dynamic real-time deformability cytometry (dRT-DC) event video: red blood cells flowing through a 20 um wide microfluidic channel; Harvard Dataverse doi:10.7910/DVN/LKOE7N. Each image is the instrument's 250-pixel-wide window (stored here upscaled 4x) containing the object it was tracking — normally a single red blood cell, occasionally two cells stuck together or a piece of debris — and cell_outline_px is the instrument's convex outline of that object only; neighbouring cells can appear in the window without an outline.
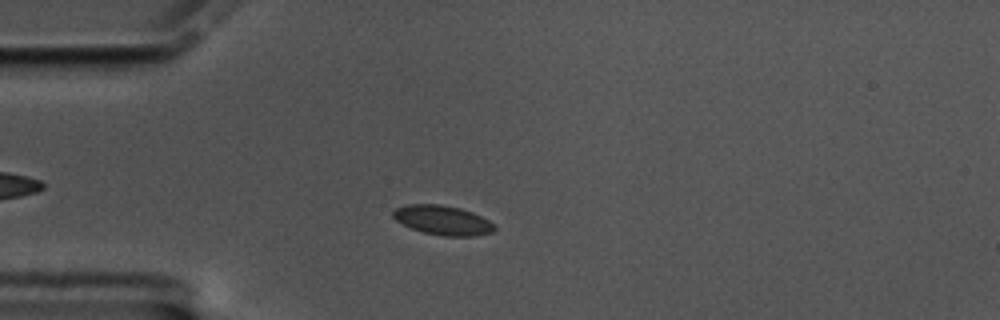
{"species": "common noctule bat (a hibernating species)", "species_latin": "Nyctalus noctula", "temperature_condition": "cold", "stored_images_in_passage": 55, "camera_frame_rate_fps": 3000, "um_per_image_px": 0.085, "animal": {"sex": "male", "body_mass_g": 17.5, "forearm_length_mm": 52.3}, "frame": {"image": 1, "passage_image": 11, "time_ms": 3.333, "image_size_px": [1000, 320], "cell_outline_px": [[496, 228], [492, 232], [476, 236], [444, 236], [424, 232], [412, 228], [396, 220], [392, 216], [392, 212], [396, 208], [404, 204], [440, 204], [460, 208], [472, 212], [488, 220]], "centroid_in_image_um": [37.61, 18.71], "position_along_channel_um": 47.4, "area_um2": 17.28}}
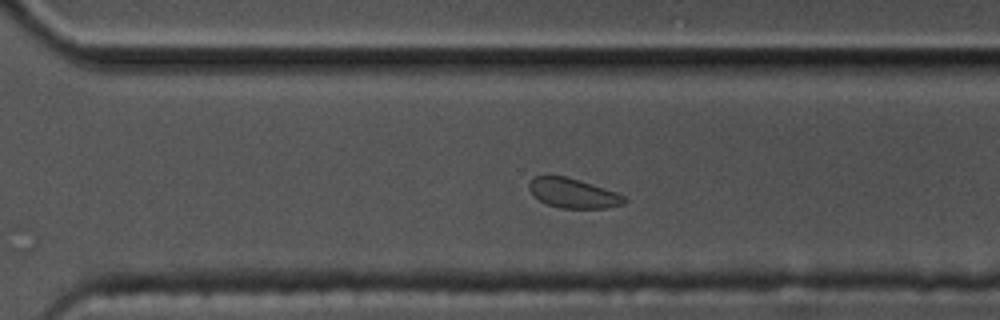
{"frame": {"image": 2, "passage_image": 37, "time_ms": 12.0, "image_size_px": [1000, 320], "cell_outline_px": [[628, 200], [624, 204], [604, 208], [560, 208], [548, 204], [540, 200], [528, 188], [528, 184], [536, 176], [564, 176], [580, 180], [616, 192], [624, 196]], "centroid_in_image_um": [48.75, 16.43], "position_along_channel_um": 321.9, "area_um2": 16.18}}
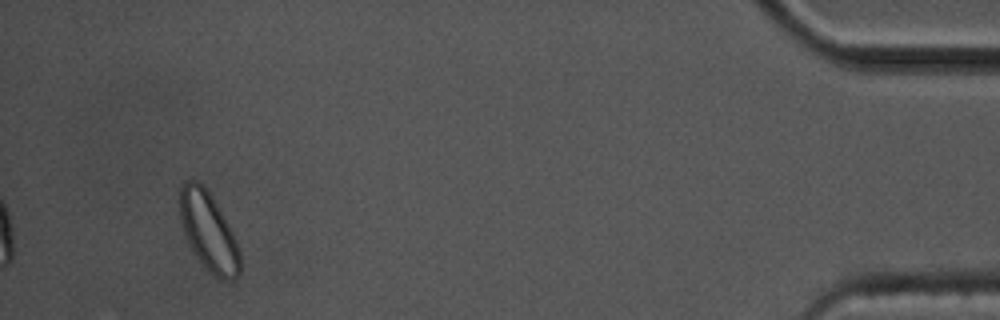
{"frame": {"image": 3, "passage_image": 52, "time_ms": 17.0, "image_size_px": [1000, 320], "cell_outline_px": [[240, 272], [232, 280], [220, 280], [208, 272], [196, 256], [184, 232], [180, 220], [180, 188], [188, 180], [200, 180], [216, 204], [228, 224], [232, 232], [240, 252]], "centroid_in_image_um": [17.73, 19.71], "position_along_channel_um": 417.5, "area_um2": 27.17}, "authors_computed_cell_mechanics": {"area_um2": 17.2822, "velocity_mm_per_s": 3.3421, "shape_relaxation_time_tau1_ms": null, "shape_relaxation_time_tau2_ms": 2.6068, "deformation_change_tau1": null, "deformation_change_tau2": 0.0441}}